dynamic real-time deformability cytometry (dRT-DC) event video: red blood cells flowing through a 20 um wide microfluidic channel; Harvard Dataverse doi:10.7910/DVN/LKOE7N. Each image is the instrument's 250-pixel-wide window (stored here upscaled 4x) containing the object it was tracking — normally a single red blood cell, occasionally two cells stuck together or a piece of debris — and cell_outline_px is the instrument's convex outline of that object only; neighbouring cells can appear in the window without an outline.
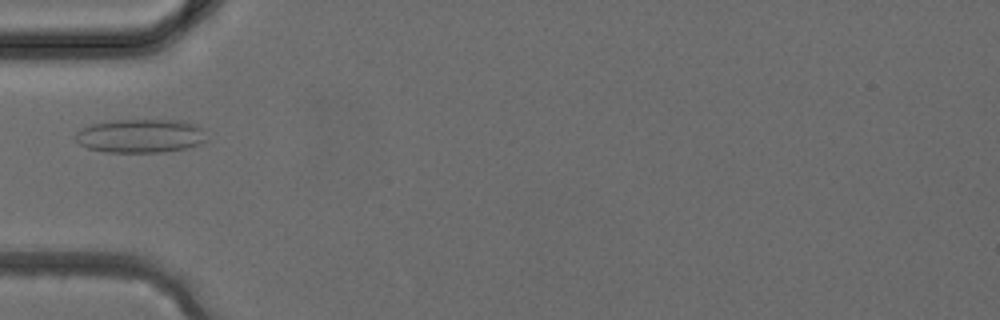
{"species": "common noctule bat (a hibernating species)", "species_latin": "Nyctalus noctula", "temperature_condition": "cold", "stored_images_in_passage": 38, "camera_frame_rate_fps": 3000, "um_per_image_px": 0.085, "animal": {"sex": "female", "body_mass_g": 24.6, "forearm_length_mm": 56.2}, "frame": {"image": 1, "passage_image": 13, "time_ms": 4.0, "image_size_px": [1000, 320], "cell_outline_px": [[208, 140], [200, 144], [184, 148], [160, 152], [108, 152], [88, 148], [80, 144], [76, 140], [76, 132], [92, 124], [112, 120], [184, 120], [196, 124], [204, 128]], "centroid_in_image_um": [12.01, 11.54], "position_along_channel_um": 73.0, "area_um2": 25.84}}
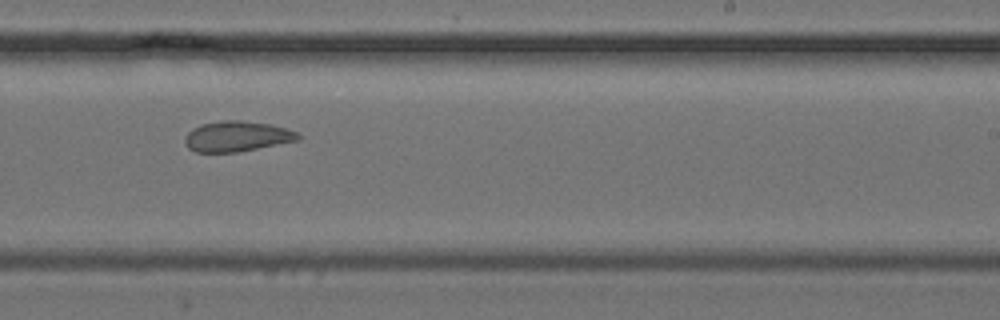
{"frame": {"image": 2, "passage_image": 24, "time_ms": 7.667, "image_size_px": [1000, 320], "cell_outline_px": [[300, 140], [236, 152], [196, 152], [188, 148], [184, 144], [184, 140], [188, 132], [192, 128], [200, 124], [224, 120], [240, 120], [268, 124], [284, 128], [296, 132], [300, 136]], "centroid_in_image_um": [20.09, 11.59], "position_along_channel_um": 268.9, "area_um2": 19.94}}
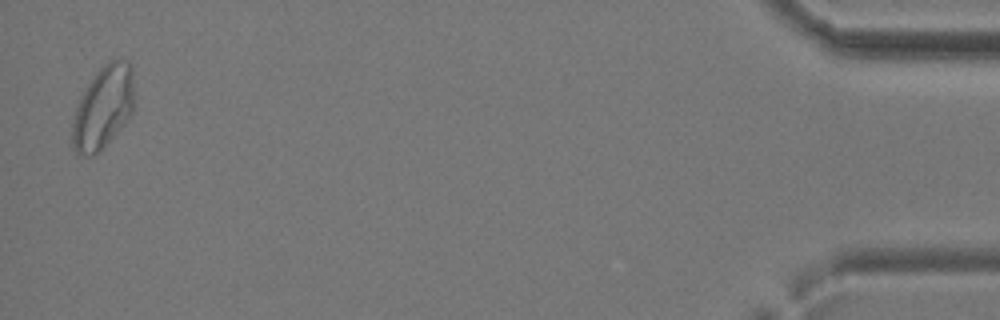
{"frame": {"image": 3, "passage_image": 38, "time_ms": 12.333, "image_size_px": [1000, 320], "cell_outline_px": [[132, 116], [104, 148], [100, 152], [92, 156], [80, 156], [72, 148], [72, 124], [76, 108], [80, 96], [96, 72], [108, 60], [116, 56], [120, 56], [128, 60], [132, 64]], "centroid_in_image_um": [8.77, 9.13], "position_along_channel_um": 426.4, "area_um2": 30.4}}